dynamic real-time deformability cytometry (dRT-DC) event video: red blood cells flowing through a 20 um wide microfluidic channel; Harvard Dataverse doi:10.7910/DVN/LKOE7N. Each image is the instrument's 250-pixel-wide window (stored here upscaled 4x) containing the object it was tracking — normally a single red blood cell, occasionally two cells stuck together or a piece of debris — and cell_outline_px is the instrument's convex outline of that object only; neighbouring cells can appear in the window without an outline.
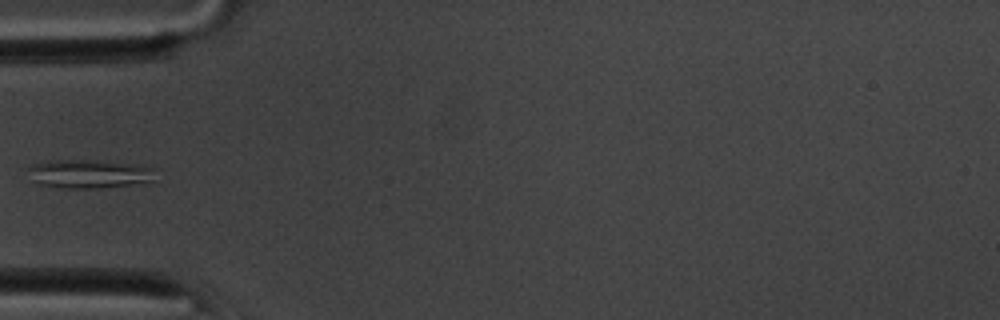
{"species": "common noctule bat (a hibernating species)", "species_latin": "Nyctalus noctula", "temperature_condition": "room temperature", "stored_images_in_passage": 37, "camera_frame_rate_fps": 3000, "um_per_image_px": 0.085, "animal": {"sex": "male", "body_mass_g": 20.1, "forearm_length_mm": 53.5}, "frame": {"image": 1, "passage_image": 1, "time_ms": 0.0, "image_size_px": [1000, 320], "cell_outline_px": [[156, 168], [152, 180], [148, 184], [96, 188], [60, 188], [40, 184], [24, 168], [32, 164], [52, 160], [80, 160], [144, 164]], "centroid_in_image_um": [7.66, 14.78], "position_along_channel_um": 77.3, "area_um2": 21.62}}
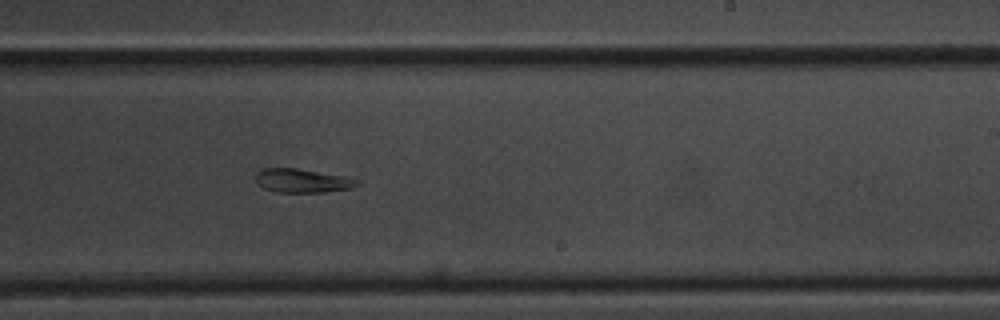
{"frame": {"image": 2, "passage_image": 16, "time_ms": 5.0, "image_size_px": [1000, 320], "cell_outline_px": [[360, 184], [352, 188], [324, 192], [276, 192], [264, 188], [256, 184], [256, 172], [260, 168], [296, 168], [344, 176], [360, 180]], "centroid_in_image_um": [25.68, 15.36], "position_along_channel_um": 263.3, "area_um2": 14.16}}
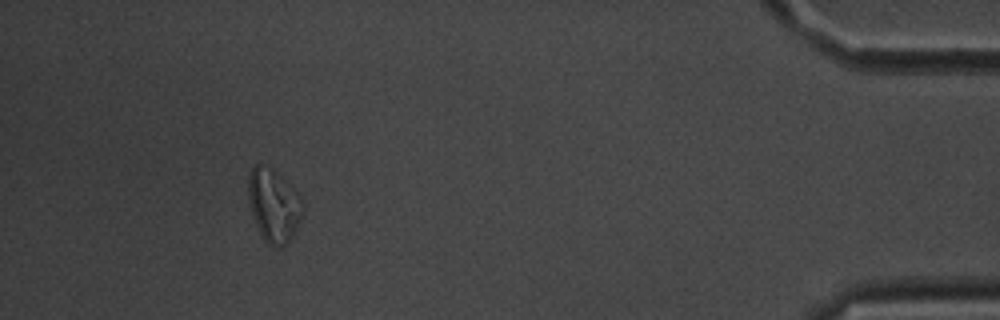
{"frame": {"image": 3, "passage_image": 33, "time_ms": 10.667, "image_size_px": [1000, 320], "cell_outline_px": [[304, 212], [292, 236], [280, 248], [272, 248], [264, 240], [256, 224], [252, 212], [248, 196], [248, 172], [256, 164], [264, 164], [272, 168], [300, 196], [304, 204]], "centroid_in_image_um": [23.26, 17.45], "position_along_channel_um": 411.9, "area_um2": 23.06}}